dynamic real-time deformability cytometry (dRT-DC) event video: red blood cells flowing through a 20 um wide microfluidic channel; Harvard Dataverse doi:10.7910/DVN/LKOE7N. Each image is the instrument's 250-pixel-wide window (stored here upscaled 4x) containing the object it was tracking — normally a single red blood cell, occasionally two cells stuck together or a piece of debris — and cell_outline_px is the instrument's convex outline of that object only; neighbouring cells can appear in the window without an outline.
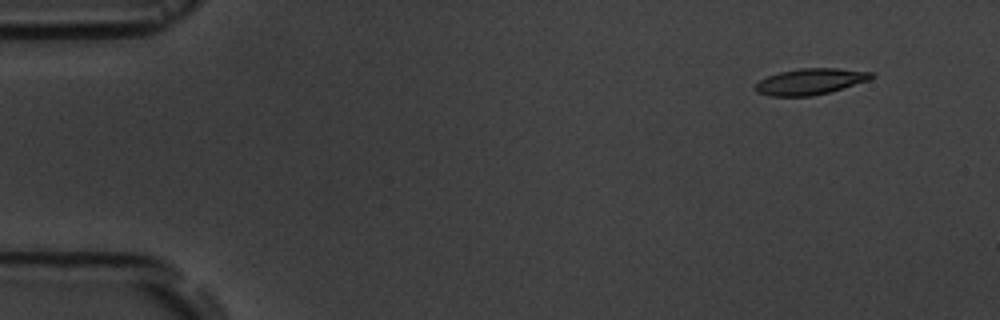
{"species": "common noctule bat (a hibernating species)", "species_latin": "Nyctalus noctula", "temperature_condition": "room temperature", "stored_images_in_passage": 5, "segment_of_instrument_passage": [2, 2], "camera_frame_rate_fps": 3000, "um_per_image_px": 0.085, "animal": {"sex": "male", "body_mass_g": 19.5, "forearm_length_mm": 54.6}, "frame": {"image": 1, "passage_image": 5, "time_ms": 5.333, "image_size_px": [1000, 320], "cell_outline_px": [[876, 76], [868, 80], [828, 92], [812, 96], [768, 96], [756, 92], [752, 88], [760, 80], [768, 76], [780, 72], [800, 68], [836, 68], [872, 72]], "centroid_in_image_um": [68.83, 6.93], "position_along_channel_um": 16.2, "area_um2": 17.57}}